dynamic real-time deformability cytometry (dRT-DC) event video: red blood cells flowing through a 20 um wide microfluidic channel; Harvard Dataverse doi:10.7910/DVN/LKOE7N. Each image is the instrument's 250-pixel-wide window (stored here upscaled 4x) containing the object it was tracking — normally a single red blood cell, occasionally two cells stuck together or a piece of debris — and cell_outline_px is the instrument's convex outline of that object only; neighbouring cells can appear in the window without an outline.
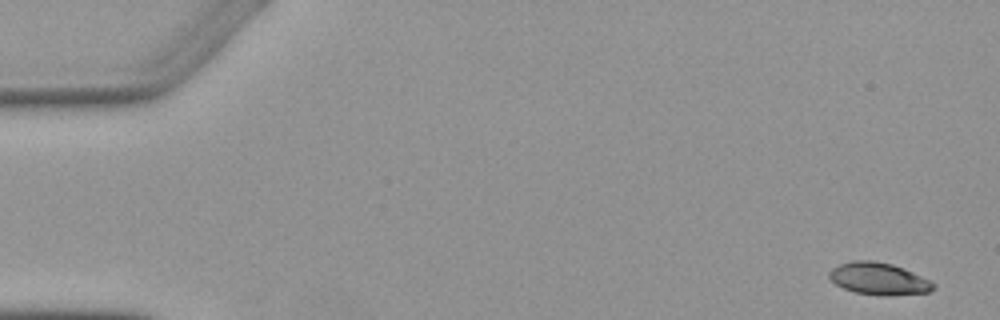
{"species": "Egyptian fruit bat (a non-hibernating species)", "species_latin": "Rousettus aegyptiacus", "temperature_condition": "warm", "stored_images_in_passage": 5, "camera_frame_rate_fps": 3000, "um_per_image_px": 0.085, "animal": {"sex": "female"}, "frame": {"image": 1, "passage_image": 1, "time_ms": 0.0, "image_size_px": [1000, 320], "cell_outline_px": [[936, 288], [928, 292], [888, 296], [884, 296], [856, 292], [844, 288], [836, 284], [828, 276], [828, 272], [832, 268], [840, 264], [852, 260], [872, 260], [892, 264], [904, 268], [936, 284]], "centroid_in_image_um": [74.69, 23.69], "position_along_channel_um": 10.3, "area_um2": 19.42}}
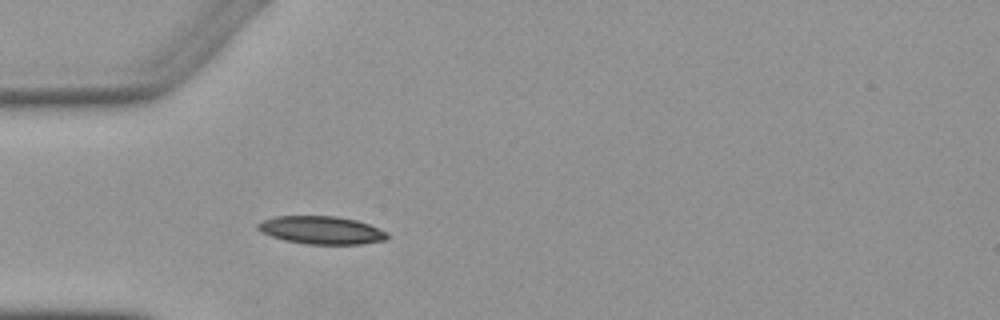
{"frame": {"image": 2, "passage_image": 5, "time_ms": 4.667, "image_size_px": [1000, 320], "cell_outline_px": [[388, 236], [384, 240], [364, 244], [308, 244], [284, 240], [260, 232], [256, 228], [256, 224], [264, 220], [276, 216], [336, 216], [356, 220], [368, 224], [388, 232]], "centroid_in_image_um": [27.31, 19.56], "position_along_channel_um": 57.7, "area_um2": 21.04}}